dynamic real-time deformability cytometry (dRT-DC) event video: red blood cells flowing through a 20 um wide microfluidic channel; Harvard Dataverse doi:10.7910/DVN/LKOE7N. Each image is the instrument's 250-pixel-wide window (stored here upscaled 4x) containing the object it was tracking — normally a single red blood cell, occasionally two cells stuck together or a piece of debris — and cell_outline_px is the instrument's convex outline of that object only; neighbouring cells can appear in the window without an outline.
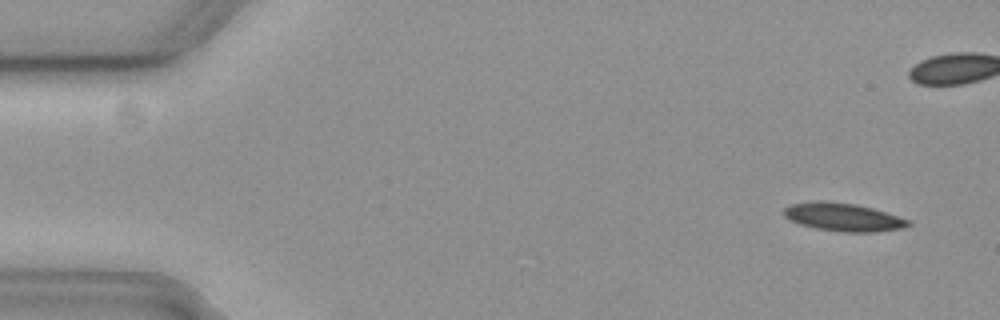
{"species": "common noctule bat (a hibernating species)", "species_latin": "Nyctalus noctula", "temperature_condition": "cold", "stored_images_in_passage": 52, "camera_frame_rate_fps": 3000, "um_per_image_px": 0.085, "animal": {"sex": "female", "body_mass_g": 19.3, "forearm_length_mm": 54.1}, "frame": {"image": 1, "passage_image": 3, "time_ms": 0.667, "image_size_px": [1000, 320], "cell_outline_px": [[912, 224], [904, 228], [876, 232], [844, 232], [816, 228], [800, 224], [788, 220], [784, 216], [784, 208], [788, 204], [820, 200], [828, 200], [856, 204], [872, 208], [912, 220]], "centroid_in_image_um": [71.68, 18.44], "position_along_channel_um": 13.3, "area_um2": 20.69}}
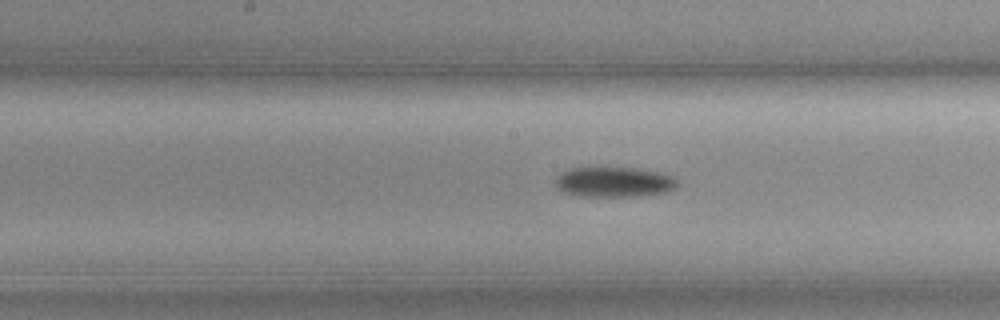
{"frame": {"image": 2, "passage_image": 28, "time_ms": 9.0, "image_size_px": [1000, 320], "cell_outline_px": [[676, 188], [668, 192], [640, 196], [580, 196], [564, 192], [556, 188], [556, 176], [560, 172], [568, 168], [600, 164], [632, 168], [656, 172], [672, 176], [676, 180]], "centroid_in_image_um": [52.1, 15.42], "position_along_channel_um": 196.1, "area_um2": 22.25}}
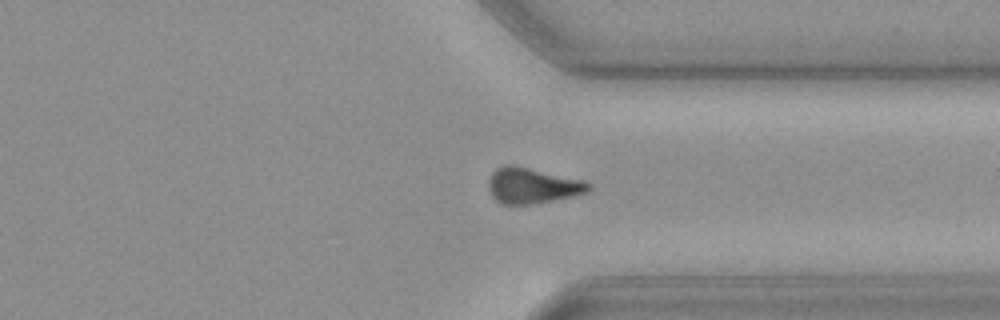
{"frame": {"image": 3, "passage_image": 42, "time_ms": 13.667, "image_size_px": [1000, 320], "cell_outline_px": [[592, 188], [588, 192], [576, 196], [532, 204], [504, 204], [496, 200], [492, 196], [488, 188], [488, 180], [492, 172], [496, 168], [504, 164], [508, 164], [584, 180], [592, 184]], "centroid_in_image_um": [45.26, 15.79], "position_along_channel_um": 366.1, "area_um2": 20.81}}